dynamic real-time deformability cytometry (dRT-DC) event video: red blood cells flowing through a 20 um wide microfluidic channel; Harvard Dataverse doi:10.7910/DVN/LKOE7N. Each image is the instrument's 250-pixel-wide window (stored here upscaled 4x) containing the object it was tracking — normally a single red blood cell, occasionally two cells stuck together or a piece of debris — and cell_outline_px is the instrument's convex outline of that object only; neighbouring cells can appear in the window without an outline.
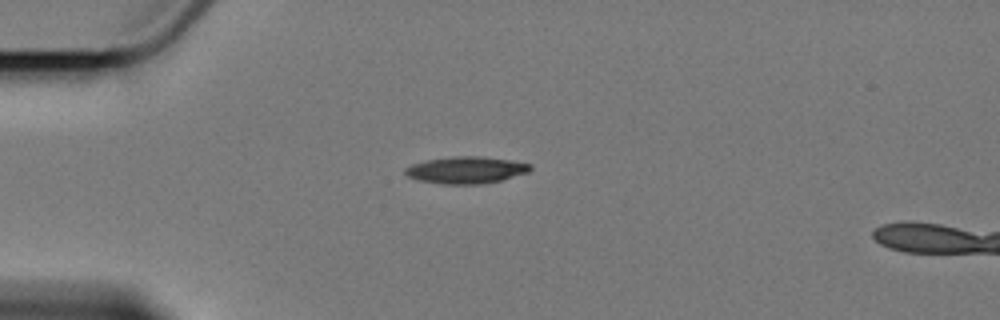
{"species": "Egyptian fruit bat (a non-hibernating species)", "species_latin": "Rousettus aegyptiacus", "temperature_condition": "cold", "stored_images_in_passage": 1, "camera_frame_rate_fps": 3000, "um_per_image_px": 0.085, "animal": {"sex": "female"}, "frame": {"image": 1, "passage_image": 1, "time_ms": 0.0, "image_size_px": [1000, 320], "cell_outline_px": [[532, 168], [528, 172], [500, 180], [480, 184], [444, 184], [416, 180], [408, 176], [404, 172], [404, 168], [412, 164], [428, 160], [456, 156], [480, 156], [512, 160], [532, 164]], "centroid_in_image_um": [39.62, 14.45], "position_along_channel_um": 45.4, "area_um2": 19.54}}